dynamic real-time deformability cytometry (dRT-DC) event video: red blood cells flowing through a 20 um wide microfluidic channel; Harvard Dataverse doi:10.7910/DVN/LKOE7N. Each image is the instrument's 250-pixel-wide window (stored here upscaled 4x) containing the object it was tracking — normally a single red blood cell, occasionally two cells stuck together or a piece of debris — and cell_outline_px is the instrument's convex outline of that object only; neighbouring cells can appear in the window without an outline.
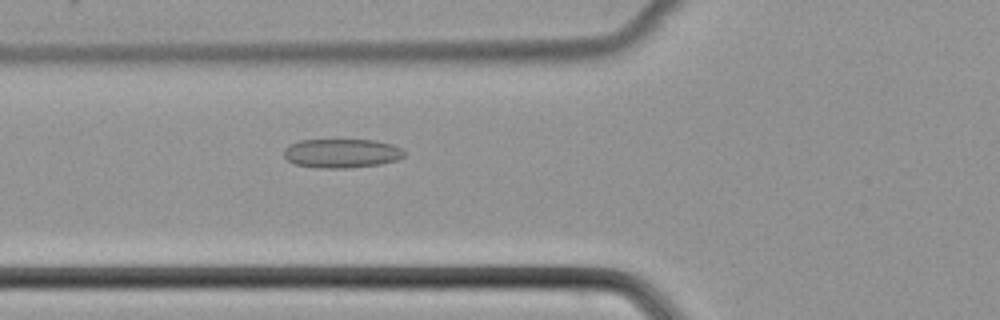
{"species": "common noctule bat (a hibernating species)", "species_latin": "Nyctalus noctula", "temperature_condition": "cold", "stored_images_in_passage": 50, "camera_frame_rate_fps": 3000, "um_per_image_px": 0.085, "animal": {"sex": "female", "body_mass_g": 22.7, "forearm_length_mm": 54.2}, "frame": {"image": 1, "passage_image": 19, "time_ms": 6.0, "image_size_px": [1000, 320], "cell_outline_px": [[404, 156], [396, 160], [380, 164], [348, 168], [316, 168], [296, 164], [288, 160], [284, 156], [284, 148], [288, 144], [300, 140], [376, 140], [392, 144], [404, 148]], "centroid_in_image_um": [29.04, 13.02], "position_along_channel_um": 96.8, "area_um2": 20.52}}
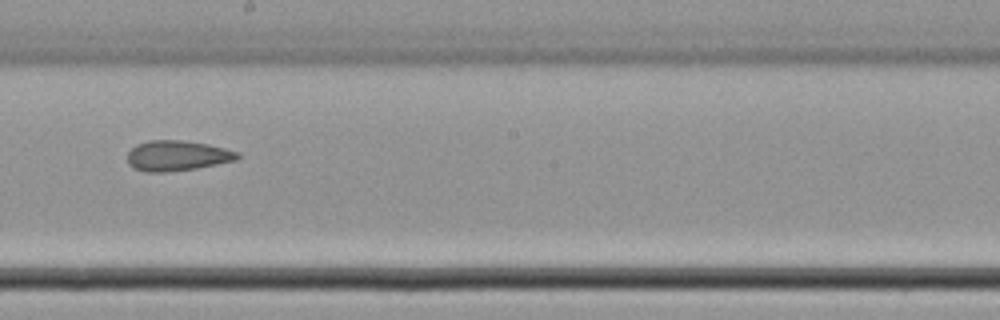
{"frame": {"image": 2, "passage_image": 29, "time_ms": 9.333, "image_size_px": [1000, 320], "cell_outline_px": [[240, 156], [236, 160], [196, 168], [168, 172], [144, 172], [132, 168], [128, 164], [128, 152], [136, 144], [148, 140], [180, 140], [208, 144], [240, 152]], "centroid_in_image_um": [15.03, 13.23], "position_along_channel_um": 233.2, "area_um2": 19.54}}
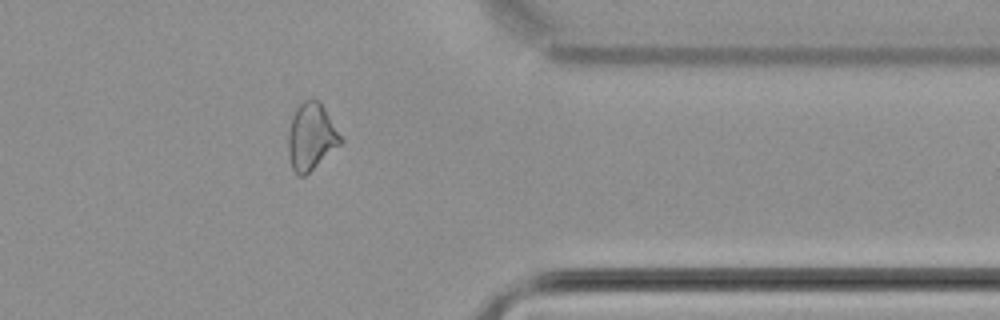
{"frame": {"image": 3, "passage_image": 41, "time_ms": 13.333, "image_size_px": [1000, 320], "cell_outline_px": [[344, 140], [340, 144], [304, 176], [296, 176], [292, 168], [288, 156], [288, 132], [292, 116], [296, 104], [304, 100], [320, 100]], "centroid_in_image_um": [26.43, 11.59], "position_along_channel_um": 385.0, "area_um2": 20.52}}